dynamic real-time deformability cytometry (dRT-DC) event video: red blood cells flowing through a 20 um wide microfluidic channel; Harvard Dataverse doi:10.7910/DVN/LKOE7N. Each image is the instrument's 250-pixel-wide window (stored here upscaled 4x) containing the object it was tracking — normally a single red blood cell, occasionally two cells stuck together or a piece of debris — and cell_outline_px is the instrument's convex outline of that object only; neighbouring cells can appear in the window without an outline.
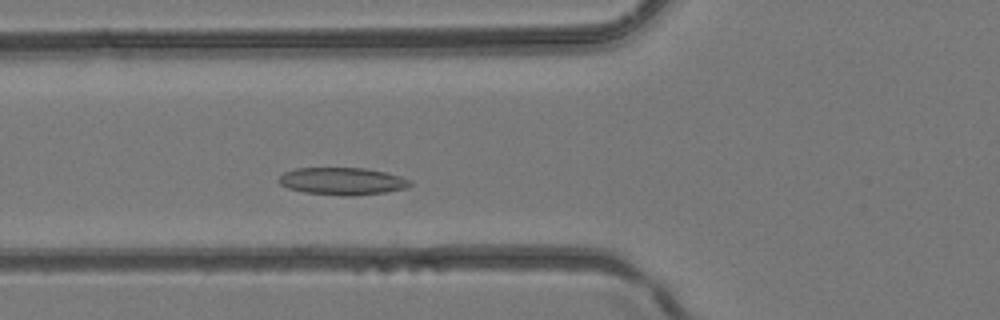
{"species": "common noctule bat (a hibernating species)", "species_latin": "Nyctalus noctula", "temperature_condition": "room temperature", "stored_images_in_passage": 32, "camera_frame_rate_fps": 3000, "um_per_image_px": 0.085, "animal": {"sex": "female", "body_mass_g": 24.6, "forearm_length_mm": 56.2}, "frame": {"image": 1, "passage_image": 10, "time_ms": 3.0, "image_size_px": [1000, 320], "cell_outline_px": [[412, 184], [408, 188], [388, 192], [352, 196], [340, 196], [304, 192], [288, 188], [280, 184], [276, 180], [284, 172], [296, 168], [364, 168], [388, 172], [412, 180]], "centroid_in_image_um": [29.13, 15.41], "position_along_channel_um": 96.7, "area_um2": 21.27}}
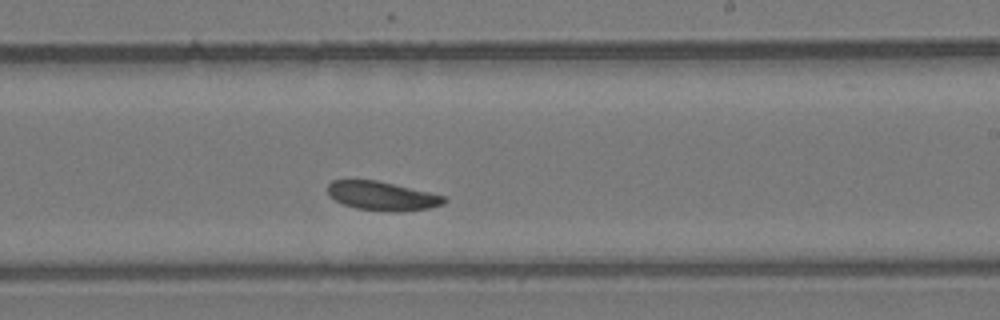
{"frame": {"image": 2, "passage_image": 20, "time_ms": 6.333, "image_size_px": [1000, 320], "cell_outline_px": [[448, 200], [444, 204], [428, 208], [400, 212], [396, 212], [356, 208], [344, 204], [336, 200], [328, 192], [328, 184], [332, 180], [376, 180], [428, 192], [444, 196]], "centroid_in_image_um": [32.5, 16.66], "position_along_channel_um": 256.5, "area_um2": 19.31}}
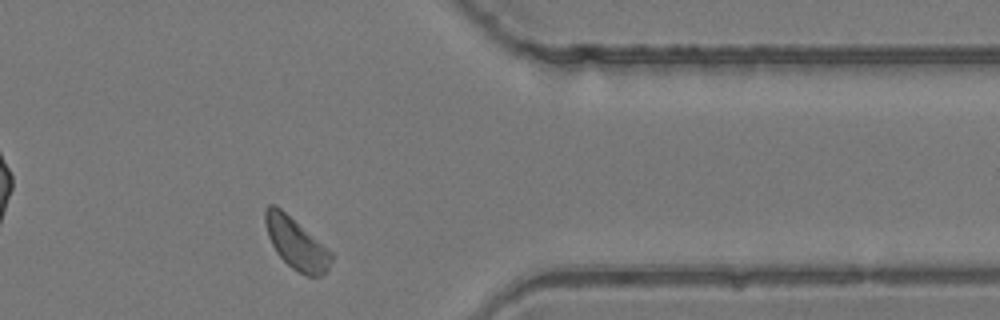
{"frame": {"image": 3, "passage_image": 29, "time_ms": 9.333, "image_size_px": [1000, 320], "cell_outline_px": [[332, 260], [328, 272], [320, 276], [308, 276], [292, 268], [276, 252], [268, 236], [264, 224], [264, 212], [268, 204], [276, 204], [332, 252]], "centroid_in_image_um": [25.17, 20.68], "position_along_channel_um": 386.2, "area_um2": 19.65}}